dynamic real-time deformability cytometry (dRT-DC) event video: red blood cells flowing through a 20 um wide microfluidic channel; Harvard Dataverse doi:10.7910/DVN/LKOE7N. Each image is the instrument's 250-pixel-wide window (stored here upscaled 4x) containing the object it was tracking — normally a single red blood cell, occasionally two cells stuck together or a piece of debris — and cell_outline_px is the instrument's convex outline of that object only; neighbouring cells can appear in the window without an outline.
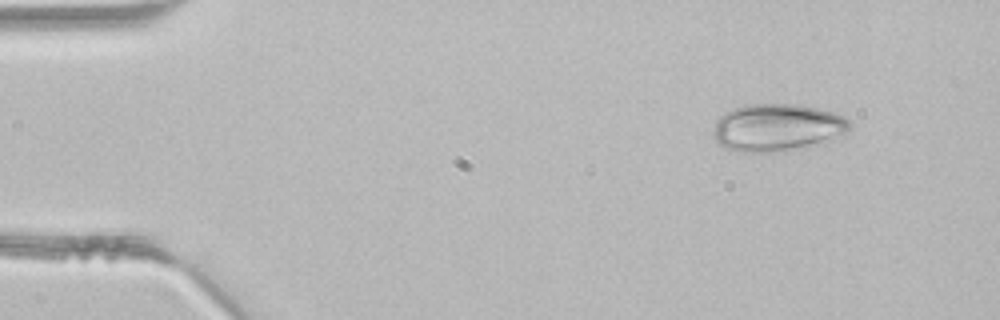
{"species": "common noctule bat (a hibernating species)", "species_latin": "Nyctalus noctula", "temperature_condition": "room temperature", "stored_images_in_passage": 3, "camera_frame_rate_fps": 3000, "um_per_image_px": 0.085, "animal": {"sex": "male", "body_mass_g": 21.5, "forearm_length_mm": 52.0}, "frame": {"image": 1, "passage_image": 1, "time_ms": 0.0, "image_size_px": [1000, 320], "cell_outline_px": [[848, 132], [844, 136], [824, 144], [768, 152], [740, 152], [728, 148], [720, 144], [712, 136], [712, 128], [716, 120], [724, 112], [744, 104], [796, 104], [816, 108], [832, 112], [844, 116], [848, 120]], "centroid_in_image_um": [66.06, 10.84], "position_along_channel_um": 18.9, "area_um2": 37.97}}